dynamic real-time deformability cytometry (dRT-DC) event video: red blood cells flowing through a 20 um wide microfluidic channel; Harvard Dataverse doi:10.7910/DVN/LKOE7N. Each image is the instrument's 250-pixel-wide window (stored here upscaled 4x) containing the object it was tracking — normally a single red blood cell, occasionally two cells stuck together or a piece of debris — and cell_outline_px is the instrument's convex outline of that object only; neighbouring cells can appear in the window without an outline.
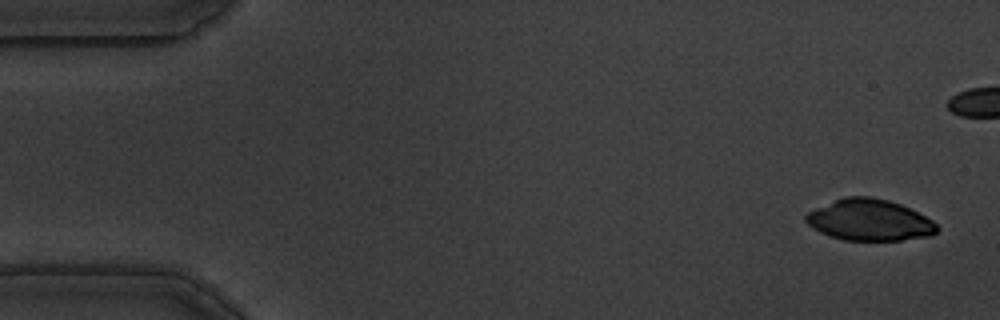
{"species": "common noctule bat (a hibernating species)", "species_latin": "Nyctalus noctula", "temperature_condition": "warm", "stored_images_in_passage": 47, "camera_frame_rate_fps": 3000, "um_per_image_px": 0.085, "animal": {"sex": "male", "body_mass_g": 19.5, "forearm_length_mm": 54.6}, "frame": {"image": 1, "passage_image": 3, "time_ms": 0.667, "image_size_px": [1000, 320], "cell_outline_px": [[940, 228], [932, 236], [900, 240], [844, 240], [828, 236], [812, 228], [804, 220], [804, 216], [808, 212], [816, 208], [844, 196], [872, 196], [888, 200], [900, 204], [932, 220]], "centroid_in_image_um": [73.89, 18.71], "position_along_channel_um": 11.1, "area_um2": 31.62}}